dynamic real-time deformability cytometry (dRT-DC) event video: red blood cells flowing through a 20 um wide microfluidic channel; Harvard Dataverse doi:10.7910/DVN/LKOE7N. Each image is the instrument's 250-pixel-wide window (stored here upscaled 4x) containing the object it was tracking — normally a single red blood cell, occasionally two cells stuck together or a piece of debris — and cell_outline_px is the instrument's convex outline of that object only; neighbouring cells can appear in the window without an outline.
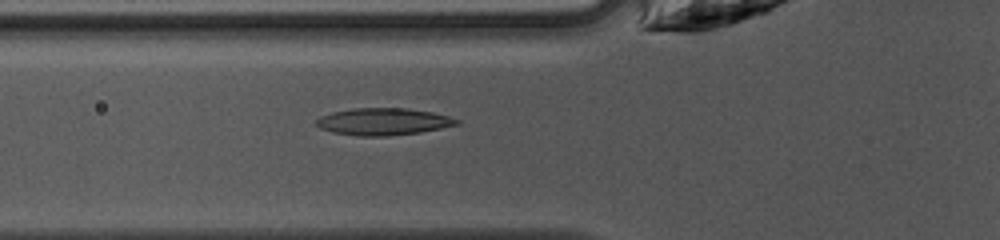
{"species": "common noctule bat (a hibernating species)", "species_latin": "Nyctalus noctula", "temperature_condition": "warm", "stored_images_in_passage": 47, "camera_frame_rate_fps": 3000, "um_per_image_px": 0.085, "animal": {"sex": "female", "body_mass_g": 10.0, "forearm_length_mm": 53.1}, "frame": {"image": 1, "passage_image": 17, "time_ms": 5.333, "image_size_px": [1000, 240], "cell_outline_px": [[460, 124], [420, 132], [388, 136], [360, 136], [332, 132], [320, 128], [316, 124], [316, 120], [320, 116], [332, 112], [352, 108], [404, 108], [432, 112], [448, 116], [460, 120]], "centroid_in_image_um": [32.57, 10.33], "position_along_channel_um": 93.2, "area_um2": 22.08}}
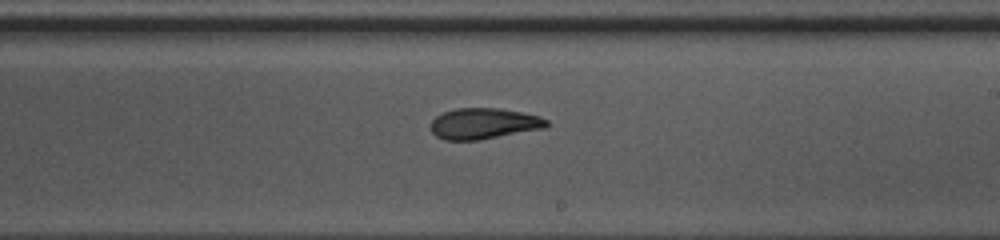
{"frame": {"image": 2, "passage_image": 28, "time_ms": 9.0, "image_size_px": [1000, 240], "cell_outline_px": [[552, 124], [544, 128], [480, 140], [444, 140], [436, 136], [432, 132], [432, 120], [436, 116], [444, 112], [456, 108], [500, 108], [524, 112], [540, 116], [548, 120]], "centroid_in_image_um": [41.17, 10.5], "position_along_channel_um": 247.8, "area_um2": 21.04}}
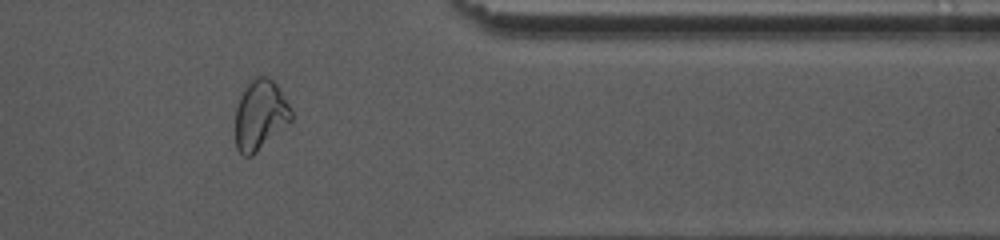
{"frame": {"image": 3, "passage_image": 39, "time_ms": 12.667, "image_size_px": [1000, 240], "cell_outline_px": [[292, 120], [252, 156], [244, 156], [236, 148], [236, 108], [240, 96], [244, 88], [252, 76], [268, 76], [276, 84], [288, 104], [292, 112]], "centroid_in_image_um": [22.1, 9.75], "position_along_channel_um": 389.3, "area_um2": 22.66}, "authors_computed_cell_mechanics": {"area_um2": 21.6172, "velocity_mm_per_s": 4.2017, "shape_relaxation_time_tau1_ms": 5.2701, "shape_relaxation_time_tau2_ms": 2.0656, "deformation_change_tau1": 0.2027, "deformation_change_tau2": 0.1}}